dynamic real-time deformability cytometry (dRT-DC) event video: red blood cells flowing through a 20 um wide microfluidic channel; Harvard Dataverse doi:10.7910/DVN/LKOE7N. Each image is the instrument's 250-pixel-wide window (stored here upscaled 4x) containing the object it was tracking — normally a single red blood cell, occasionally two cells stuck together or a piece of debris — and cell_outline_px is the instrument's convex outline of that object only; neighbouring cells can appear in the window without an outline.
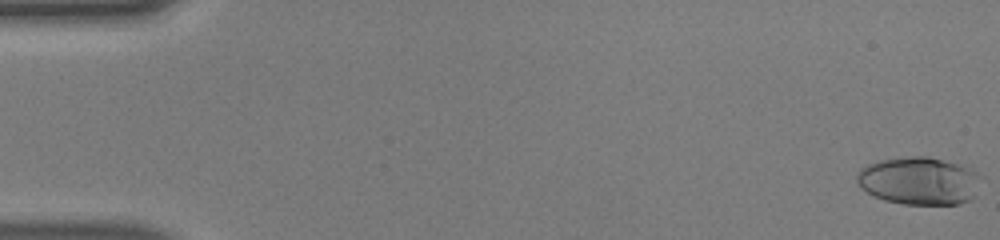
{"species": "human", "species_latin": "Homo sapiens", "temperature_condition": "warm", "stored_images_in_passage": 50, "camera_frame_rate_fps": 3000, "um_per_image_px": 0.085, "donor": {"sex": "male"}, "frame": {"image": 1, "passage_image": 1, "time_ms": 0.0, "image_size_px": [1000, 240], "cell_outline_px": [[984, 176], [972, 200], [960, 204], [904, 204], [884, 200], [872, 196], [860, 188], [856, 180], [856, 176], [860, 168], [868, 164], [880, 160], [908, 156], [928, 156], [972, 168]], "centroid_in_image_um": [78.15, 15.37], "position_along_channel_um": 6.9, "area_um2": 35.14}}
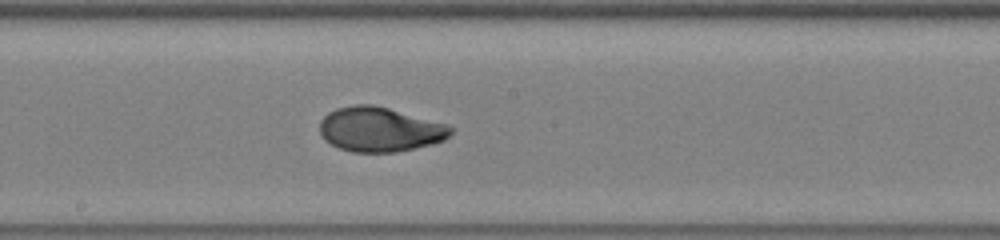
{"frame": {"image": 2, "passage_image": 28, "time_ms": 9.0, "image_size_px": [1000, 240], "cell_outline_px": [[456, 128], [444, 140], [432, 144], [396, 152], [352, 152], [340, 148], [324, 140], [320, 132], [320, 120], [328, 112], [336, 108], [356, 104], [372, 104], [388, 108], [448, 124]], "centroid_in_image_um": [32.29, 10.99], "position_along_channel_um": 215.9, "area_um2": 34.1}}
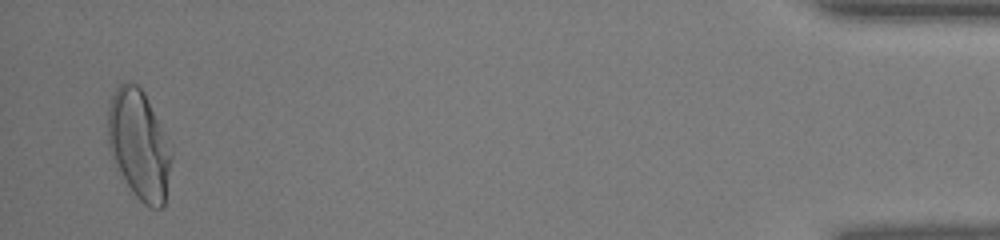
{"frame": {"image": 3, "passage_image": 49, "time_ms": 16.0, "image_size_px": [1000, 240], "cell_outline_px": [[172, 156], [164, 204], [160, 208], [152, 208], [144, 204], [132, 192], [124, 180], [108, 144], [108, 104], [116, 88], [120, 84], [128, 80], [136, 84], [144, 92], [172, 152]], "centroid_in_image_um": [11.8, 12.29], "position_along_channel_um": 423.4, "area_um2": 39.65}, "authors_computed_cell_mechanics": {"area_um2": 33.524, "velocity_mm_per_s": 4.1552, "shape_relaxation_time_tau1_ms": 5.6507, "shape_relaxation_time_tau2_ms": 0.797, "deformation_change_tau1": 0.2702, "deformation_change_tau2": 0.0444}}